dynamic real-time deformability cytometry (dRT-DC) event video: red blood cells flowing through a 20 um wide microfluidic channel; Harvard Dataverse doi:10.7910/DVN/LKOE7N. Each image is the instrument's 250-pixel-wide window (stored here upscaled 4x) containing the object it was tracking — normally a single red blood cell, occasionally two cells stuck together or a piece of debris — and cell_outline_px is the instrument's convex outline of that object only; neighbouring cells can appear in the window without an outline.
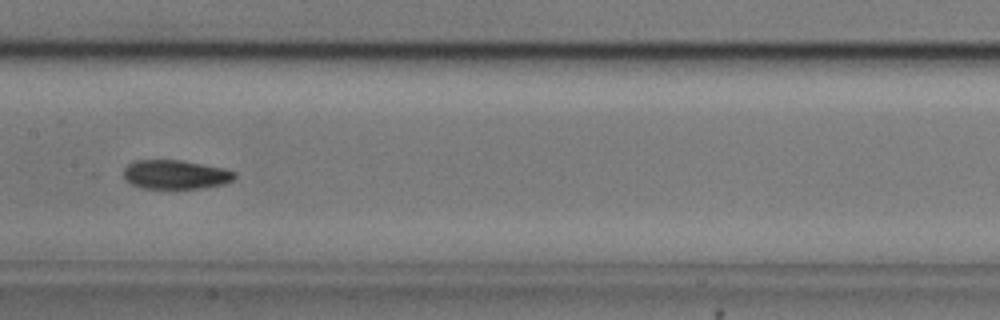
{"species": "common noctule bat (a hibernating species)", "species_latin": "Nyctalus noctula", "temperature_condition": "cold", "stored_images_in_passage": 19, "camera_frame_rate_fps": 3000, "um_per_image_px": 0.085, "animal": {"sex": "male", "body_mass_g": 20.5, "forearm_length_mm": 52.5}, "frame": {"image": 1, "passage_image": 14, "time_ms": 4.333, "image_size_px": [1000, 320], "cell_outline_px": [[236, 176], [232, 180], [224, 184], [200, 188], [144, 188], [132, 184], [124, 176], [124, 168], [128, 164], [136, 160], [180, 160], [224, 168], [236, 172]], "centroid_in_image_um": [14.94, 14.83], "position_along_channel_um": 192.5, "area_um2": 18.61}}